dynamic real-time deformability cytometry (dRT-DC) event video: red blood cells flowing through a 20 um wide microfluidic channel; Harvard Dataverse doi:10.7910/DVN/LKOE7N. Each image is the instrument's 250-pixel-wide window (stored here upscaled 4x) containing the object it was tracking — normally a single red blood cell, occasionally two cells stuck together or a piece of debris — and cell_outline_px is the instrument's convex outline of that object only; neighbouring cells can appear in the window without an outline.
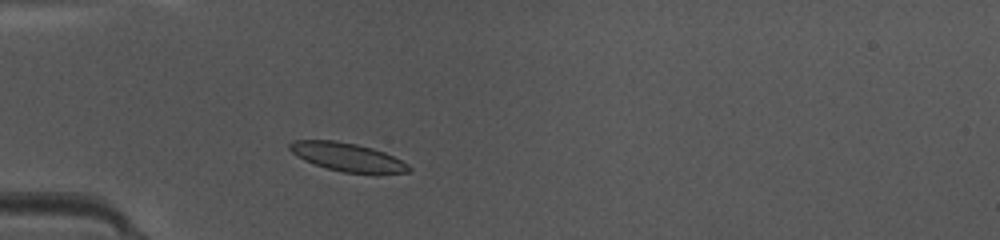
{"species": "common noctule bat (a hibernating species)", "species_latin": "Nyctalus noctula", "temperature_condition": "warm", "stored_images_in_passage": 35, "camera_frame_rate_fps": 3000, "um_per_image_px": 0.085, "animal": {"sex": "female", "body_mass_g": 10.0, "forearm_length_mm": 53.1}, "frame": {"image": 1, "passage_image": 2, "time_ms": 0.333, "image_size_px": [1000, 240], "cell_outline_px": [[412, 168], [408, 172], [344, 172], [328, 168], [304, 160], [292, 152], [288, 148], [288, 144], [296, 140], [336, 140], [356, 144], [372, 148], [384, 152], [408, 164]], "centroid_in_image_um": [29.49, 13.32], "position_along_channel_um": 55.5, "area_um2": 19.13}}
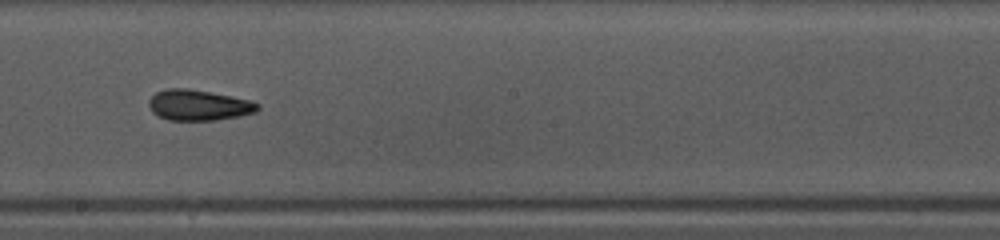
{"frame": {"image": 2, "passage_image": 15, "time_ms": 4.667, "image_size_px": [1000, 240], "cell_outline_px": [[260, 108], [256, 112], [240, 116], [216, 120], [168, 120], [152, 112], [148, 104], [148, 100], [156, 92], [164, 88], [188, 88], [232, 96], [252, 100], [260, 104]], "centroid_in_image_um": [16.9, 8.93], "position_along_channel_um": 231.3, "area_um2": 19.65}}
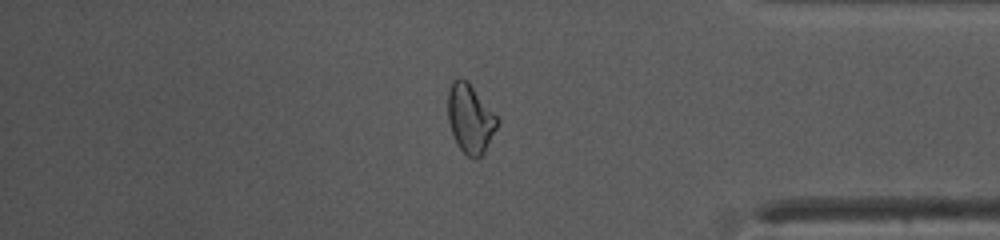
{"frame": {"image": 3, "passage_image": 28, "time_ms": 9.0, "image_size_px": [1000, 240], "cell_outline_px": [[500, 120], [484, 152], [476, 160], [468, 156], [460, 148], [452, 132], [448, 120], [448, 92], [452, 80], [460, 76], [468, 80]], "centroid_in_image_um": [39.96, 10.03], "position_along_channel_um": 395.2, "area_um2": 19.77}, "authors_computed_cell_mechanics": {"area_um2": 19.3052, "velocity_mm_per_s": 4.2175, "shape_relaxation_time_tau1_ms": 3.9694, "shape_relaxation_time_tau2_ms": 1.9303, "deformation_change_tau1": 0.1497, "deformation_change_tau2": 0.099}}